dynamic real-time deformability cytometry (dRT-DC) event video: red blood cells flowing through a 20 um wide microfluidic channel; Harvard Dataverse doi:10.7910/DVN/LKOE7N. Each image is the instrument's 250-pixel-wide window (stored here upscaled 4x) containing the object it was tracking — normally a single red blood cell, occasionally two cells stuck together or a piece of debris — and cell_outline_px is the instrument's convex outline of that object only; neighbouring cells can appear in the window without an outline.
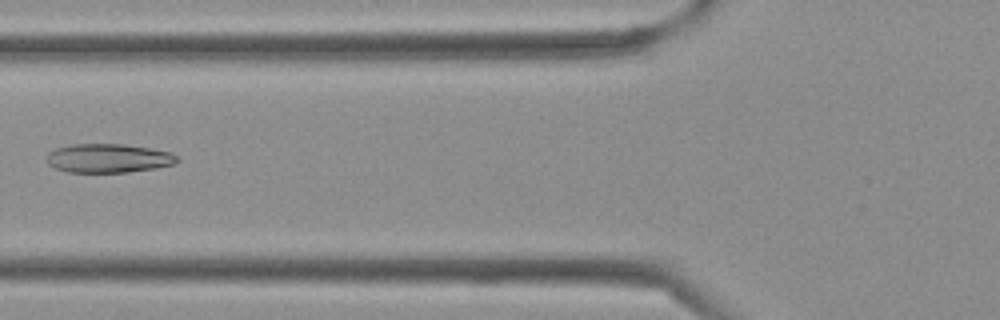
{"species": "Egyptian fruit bat (a non-hibernating species)", "species_latin": "Rousettus aegyptiacus", "temperature_condition": "cold", "stored_images_in_passage": 38, "camera_frame_rate_fps": 3000, "um_per_image_px": 0.085, "frame": {"image": 1, "passage_image": 14, "time_ms": 4.333, "image_size_px": [1000, 320], "cell_outline_px": [[180, 160], [172, 164], [156, 168], [128, 172], [68, 172], [56, 168], [48, 164], [48, 152], [56, 148], [72, 144], [124, 144], [172, 152]], "centroid_in_image_um": [9.22, 13.45], "position_along_channel_um": 116.6, "area_um2": 21.85}}
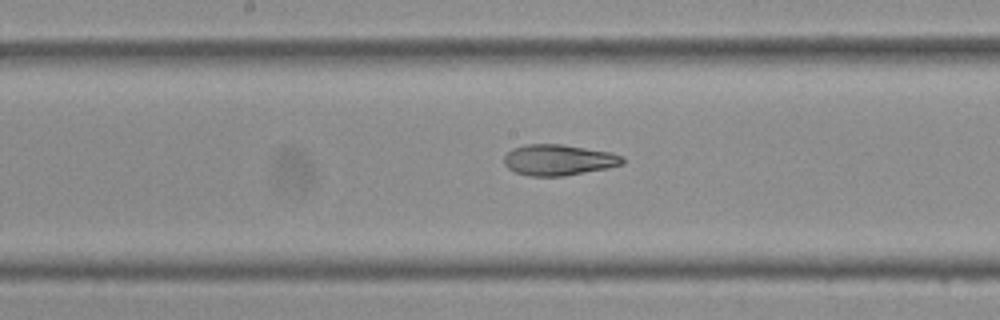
{"frame": {"image": 2, "passage_image": 19, "time_ms": 6.0, "image_size_px": [1000, 320], "cell_outline_px": [[624, 164], [608, 168], [564, 176], [528, 176], [516, 172], [508, 168], [504, 164], [504, 156], [512, 148], [524, 144], [560, 144], [612, 152], [624, 156]], "centroid_in_image_um": [47.49, 13.59], "position_along_channel_um": 200.7, "area_um2": 21.5}}
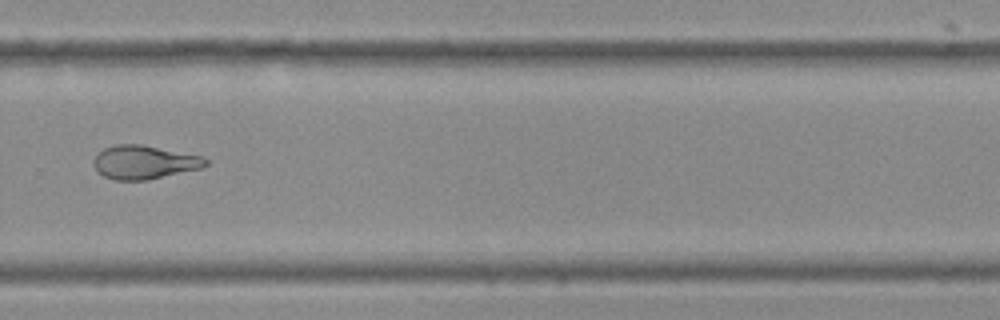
{"frame": {"image": 3, "passage_image": 26, "time_ms": 8.333, "image_size_px": [1000, 320], "cell_outline_px": [[208, 164], [200, 168], [148, 180], [112, 180], [96, 172], [92, 164], [92, 160], [104, 148], [116, 144], [140, 144], [200, 156], [208, 160]], "centroid_in_image_um": [12.19, 13.8], "position_along_channel_um": 317.6, "area_um2": 21.85}}